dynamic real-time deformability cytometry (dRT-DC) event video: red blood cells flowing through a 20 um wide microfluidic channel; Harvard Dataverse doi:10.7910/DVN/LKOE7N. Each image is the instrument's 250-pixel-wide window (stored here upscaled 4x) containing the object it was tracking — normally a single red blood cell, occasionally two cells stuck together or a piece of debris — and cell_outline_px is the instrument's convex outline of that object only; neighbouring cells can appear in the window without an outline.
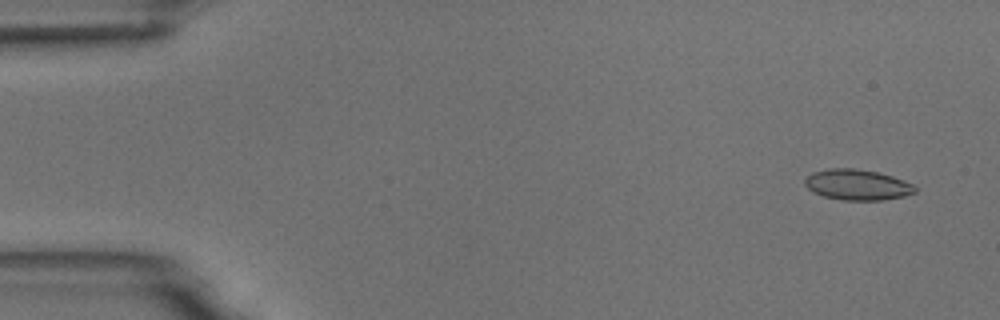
{"species": "common noctule bat (a hibernating species)", "species_latin": "Nyctalus noctula", "temperature_condition": "room temperature", "stored_images_in_passage": 4, "camera_frame_rate_fps": 3000, "um_per_image_px": 0.085, "animal": {"sex": "male", "body_mass_g": 18.8}, "frame": {"image": 1, "passage_image": 1, "time_ms": 0.0, "image_size_px": [1000, 320], "cell_outline_px": [[916, 192], [904, 196], [884, 200], [840, 200], [824, 196], [812, 192], [804, 184], [804, 176], [812, 172], [828, 168], [856, 168], [876, 172], [892, 176], [904, 180], [912, 184], [916, 188]], "centroid_in_image_um": [72.83, 15.7], "position_along_channel_um": 12.2, "area_um2": 19.88}}
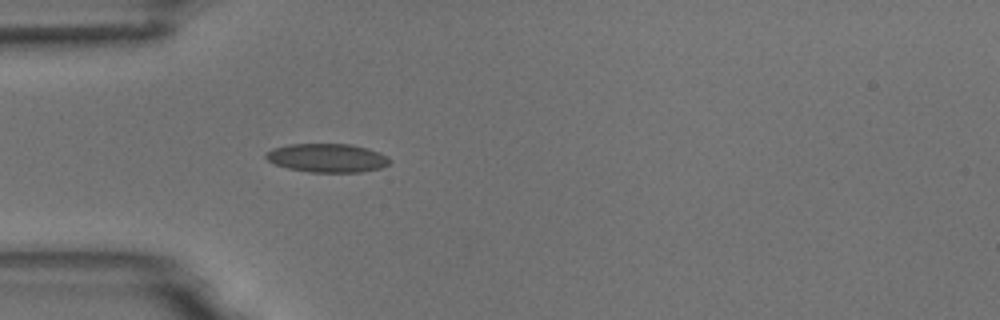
{"frame": {"image": 2, "passage_image": 4, "time_ms": 4.333, "image_size_px": [1000, 320], "cell_outline_px": [[392, 160], [388, 164], [380, 168], [360, 172], [308, 172], [288, 168], [276, 164], [268, 160], [264, 156], [264, 152], [272, 148], [288, 144], [348, 144], [368, 148], [380, 152], [388, 156]], "centroid_in_image_um": [27.81, 13.42], "position_along_channel_um": 57.2, "area_um2": 20.81}}